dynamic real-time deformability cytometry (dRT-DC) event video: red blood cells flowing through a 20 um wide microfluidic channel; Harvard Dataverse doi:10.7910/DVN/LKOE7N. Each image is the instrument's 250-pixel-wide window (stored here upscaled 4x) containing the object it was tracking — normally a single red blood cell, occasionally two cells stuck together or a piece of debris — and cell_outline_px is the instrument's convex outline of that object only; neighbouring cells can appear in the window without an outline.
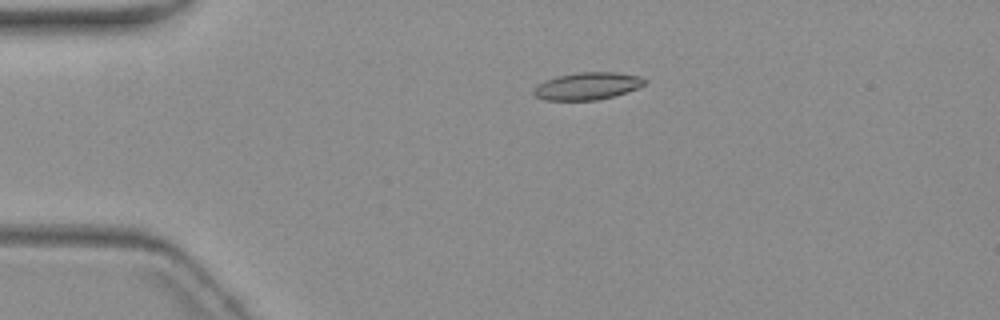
{"species": "common noctule bat (a hibernating species)", "species_latin": "Nyctalus noctula", "temperature_condition": "warm", "stored_images_in_passage": 5, "camera_frame_rate_fps": 3000, "um_per_image_px": 0.085, "animal": {"sex": "female", "body_mass_g": 19.3, "forearm_length_mm": 54.1}, "frame": {"image": 1, "passage_image": 4, "time_ms": 3.333, "image_size_px": [1000, 320], "cell_outline_px": [[648, 80], [644, 84], [636, 88], [612, 96], [596, 100], [544, 100], [536, 96], [532, 92], [532, 88], [536, 84], [544, 80], [556, 76], [576, 72], [616, 72], [640, 76]], "centroid_in_image_um": [49.86, 7.3], "position_along_channel_um": 35.1, "area_um2": 17.74}}